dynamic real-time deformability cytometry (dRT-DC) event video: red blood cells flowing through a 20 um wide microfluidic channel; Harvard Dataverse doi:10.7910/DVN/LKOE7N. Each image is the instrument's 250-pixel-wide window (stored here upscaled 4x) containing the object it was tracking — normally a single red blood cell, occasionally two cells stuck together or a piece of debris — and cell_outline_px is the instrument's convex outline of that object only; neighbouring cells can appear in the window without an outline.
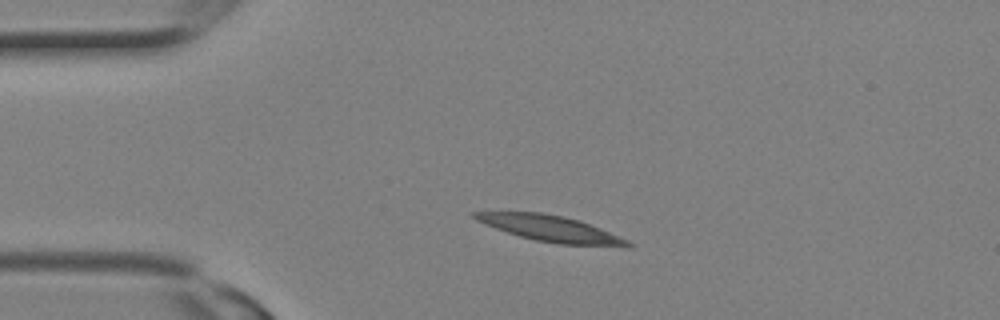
{"species": "Egyptian fruit bat (a non-hibernating species)", "species_latin": "Rousettus aegyptiacus", "temperature_condition": "room temperature", "stored_images_in_passage": 1, "camera_frame_rate_fps": 3000, "um_per_image_px": 0.085, "animal": {"sex": "female"}, "frame": {"image": 1, "passage_image": 1, "time_ms": 0.0, "image_size_px": [1000, 320], "cell_outline_px": [[632, 248], [624, 248], [560, 244], [536, 240], [520, 236], [484, 224], [476, 220], [472, 216], [472, 212], [544, 212], [564, 216], [580, 220], [600, 228], [628, 240], [632, 244]], "centroid_in_image_um": [46.9, 19.45], "position_along_channel_um": 38.1, "area_um2": 23.41}}